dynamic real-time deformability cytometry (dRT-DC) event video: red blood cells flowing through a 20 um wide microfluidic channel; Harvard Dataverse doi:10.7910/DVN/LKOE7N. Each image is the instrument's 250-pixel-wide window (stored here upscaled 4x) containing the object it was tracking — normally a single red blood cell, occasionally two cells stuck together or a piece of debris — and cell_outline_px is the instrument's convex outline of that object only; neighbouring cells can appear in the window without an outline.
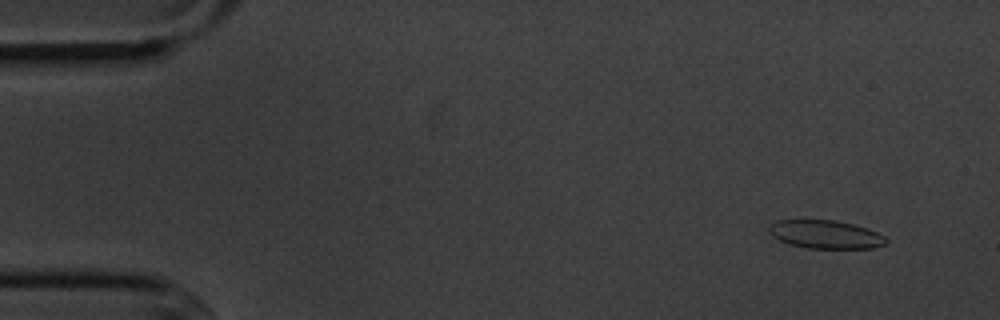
{"species": "common noctule bat (a hibernating species)", "species_latin": "Nyctalus noctula", "temperature_condition": "cold", "stored_images_in_passage": 4, "camera_frame_rate_fps": 3000, "um_per_image_px": 0.085, "animal": {"sex": "male", "body_mass_g": 20.1, "forearm_length_mm": 53.5}, "frame": {"image": 1, "passage_image": 1, "time_ms": 0.0, "image_size_px": [1000, 320], "cell_outline_px": [[888, 240], [884, 244], [872, 248], [804, 248], [788, 244], [772, 236], [768, 232], [768, 228], [776, 220], [836, 220], [868, 228], [884, 236]], "centroid_in_image_um": [70.14, 19.92], "position_along_channel_um": 14.9, "area_um2": 19.31}}